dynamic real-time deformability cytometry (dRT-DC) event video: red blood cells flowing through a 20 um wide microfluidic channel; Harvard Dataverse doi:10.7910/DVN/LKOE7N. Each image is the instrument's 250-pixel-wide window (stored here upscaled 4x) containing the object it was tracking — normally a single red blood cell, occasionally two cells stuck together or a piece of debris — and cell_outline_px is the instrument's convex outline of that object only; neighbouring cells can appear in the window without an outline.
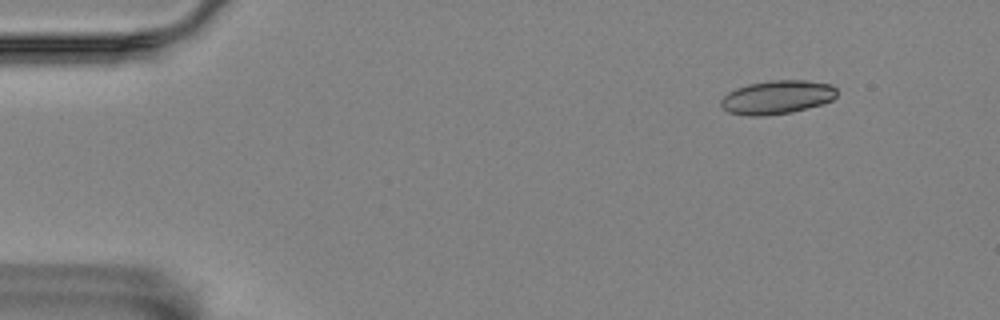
{"species": "Egyptian fruit bat (a non-hibernating species)", "species_latin": "Rousettus aegyptiacus", "temperature_condition": "room temperature", "stored_images_in_passage": 2, "camera_frame_rate_fps": 3000, "um_per_image_px": 0.085, "animal": {"sex": "female"}, "frame": {"image": 1, "passage_image": 2, "time_ms": 0.333, "image_size_px": [1000, 320], "cell_outline_px": [[836, 96], [832, 100], [824, 104], [792, 112], [764, 116], [748, 116], [728, 112], [720, 108], [720, 100], [728, 92], [736, 88], [748, 84], [768, 80], [804, 80], [832, 84], [836, 88]], "centroid_in_image_um": [66.04, 8.27], "position_along_channel_um": 19.0, "area_um2": 23.06}}